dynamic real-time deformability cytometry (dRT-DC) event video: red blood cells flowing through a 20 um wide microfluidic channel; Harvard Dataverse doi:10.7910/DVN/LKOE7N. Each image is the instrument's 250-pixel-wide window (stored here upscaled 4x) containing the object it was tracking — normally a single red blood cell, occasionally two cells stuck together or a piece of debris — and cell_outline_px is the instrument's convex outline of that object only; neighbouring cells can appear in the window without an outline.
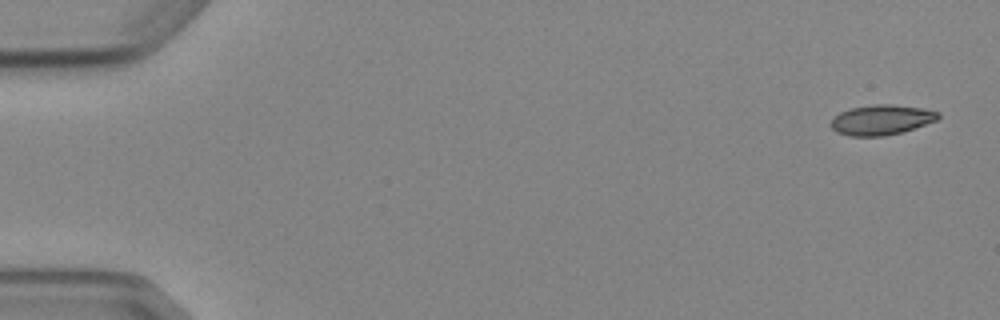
{"species": "Egyptian fruit bat (a non-hibernating species)", "species_latin": "Rousettus aegyptiacus", "temperature_condition": "cold", "stored_images_in_passage": 5, "camera_frame_rate_fps": 3000, "um_per_image_px": 0.085, "animal": {"sex": "female"}, "frame": {"image": 1, "passage_image": 1, "time_ms": 0.0, "image_size_px": [1000, 320], "cell_outline_px": [[940, 116], [936, 120], [900, 132], [884, 136], [848, 136], [836, 132], [828, 124], [832, 116], [840, 112], [852, 108], [876, 104], [888, 104], [924, 108], [940, 112]], "centroid_in_image_um": [74.85, 10.18], "position_along_channel_um": 10.1, "area_um2": 18.79}}
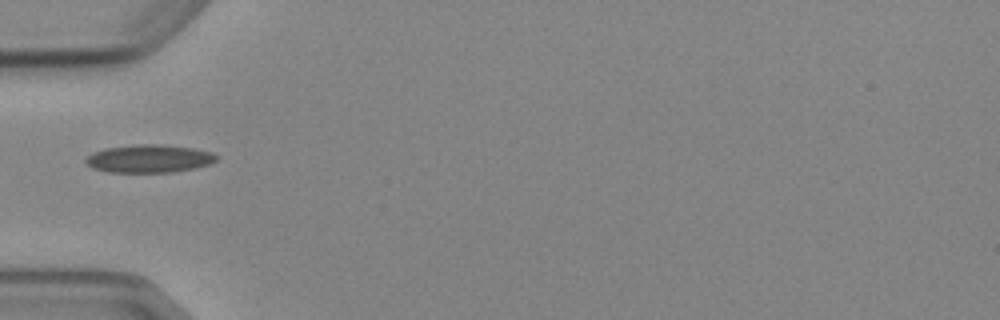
{"frame": {"image": 2, "passage_image": 5, "time_ms": 5.333, "image_size_px": [1000, 320], "cell_outline_px": [[216, 160], [212, 164], [196, 168], [172, 172], [108, 172], [92, 168], [84, 160], [92, 152], [104, 148], [140, 144], [160, 144], [192, 148], [212, 152], [216, 156]], "centroid_in_image_um": [12.67, 13.48], "position_along_channel_um": 72.3, "area_um2": 21.33}}